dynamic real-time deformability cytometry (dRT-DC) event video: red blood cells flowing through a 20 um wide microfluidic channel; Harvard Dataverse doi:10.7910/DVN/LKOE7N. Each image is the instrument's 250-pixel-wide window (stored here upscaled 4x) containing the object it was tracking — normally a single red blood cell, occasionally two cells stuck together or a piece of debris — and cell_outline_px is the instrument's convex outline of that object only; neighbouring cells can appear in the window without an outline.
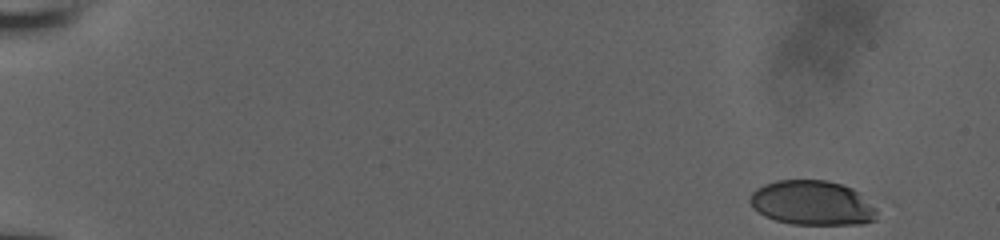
{"species": "human", "species_latin": "Homo sapiens", "temperature_condition": "room temperature", "stored_images_in_passage": 52, "camera_frame_rate_fps": 3000, "um_per_image_px": 0.085, "donor": {"sex": "male"}, "frame": {"image": 1, "passage_image": 1, "time_ms": 0.0, "image_size_px": [1000, 240], "cell_outline_px": [[876, 220], [864, 224], [792, 224], [776, 220], [764, 216], [752, 208], [748, 200], [752, 192], [756, 188], [764, 184], [776, 180], [824, 180], [840, 184], [852, 188], [860, 192], [876, 208]], "centroid_in_image_um": [69.03, 17.25], "position_along_channel_um": 16.0, "area_um2": 33.23}}
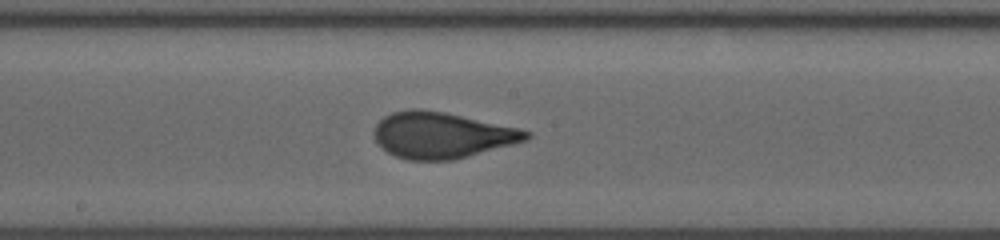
{"frame": {"image": 2, "passage_image": 29, "time_ms": 9.333, "image_size_px": [1000, 240], "cell_outline_px": [[532, 136], [528, 140], [468, 156], [452, 160], [408, 160], [396, 156], [388, 152], [376, 140], [372, 132], [376, 124], [384, 116], [392, 112], [408, 108], [420, 108], [444, 112], [520, 128], [532, 132]], "centroid_in_image_um": [37.56, 11.47], "position_along_channel_um": 210.6, "area_um2": 40.92}}
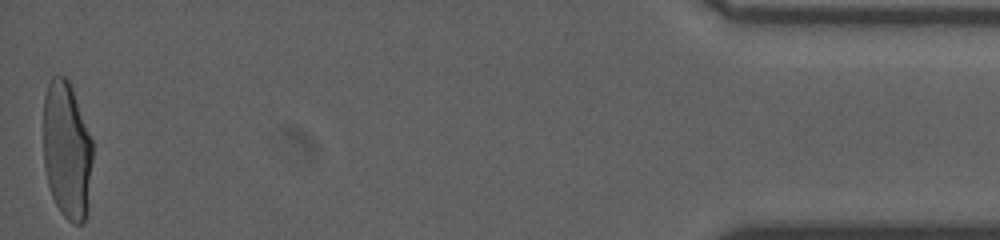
{"frame": {"image": 3, "passage_image": 52, "time_ms": 17.0, "image_size_px": [1000, 240], "cell_outline_px": [[92, 160], [88, 208], [84, 220], [80, 224], [72, 224], [60, 212], [52, 196], [48, 184], [44, 168], [44, 96], [48, 84], [52, 76], [64, 76], [68, 80], [72, 88], [92, 140]], "centroid_in_image_um": [5.68, 12.8], "position_along_channel_um": 429.5, "area_um2": 39.48}, "authors_computed_cell_mechanics": {"area_um2": 39.6219, "velocity_mm_per_s": 3.9199, "shape_relaxation_time_tau1_ms": 5.6197, "shape_relaxation_time_tau2_ms": null, "deformation_change_tau1": 0.2081, "deformation_change_tau2": null}}